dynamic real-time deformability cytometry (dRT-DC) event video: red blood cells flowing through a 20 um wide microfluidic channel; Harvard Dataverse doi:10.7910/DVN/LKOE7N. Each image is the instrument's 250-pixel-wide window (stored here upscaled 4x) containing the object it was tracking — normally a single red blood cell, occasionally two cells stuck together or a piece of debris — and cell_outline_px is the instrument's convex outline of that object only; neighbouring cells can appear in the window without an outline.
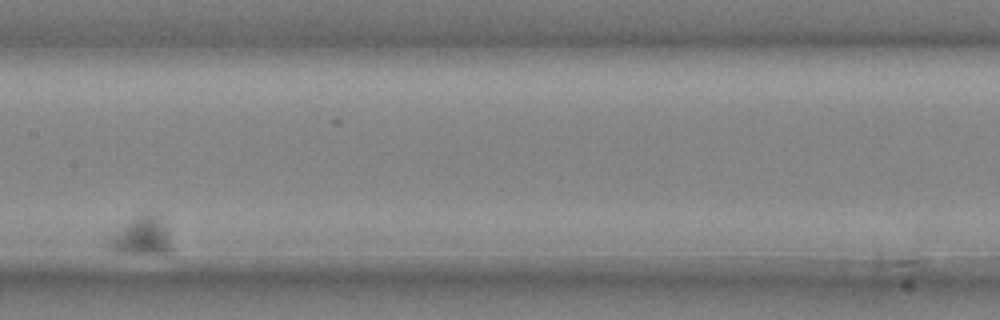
{"species": "common noctule bat (a hibernating species)", "species_latin": "Nyctalus noctula", "temperature_condition": "cold", "stored_images_in_passage": 8, "camera_frame_rate_fps": 3000, "um_per_image_px": 0.085, "animal": {"sex": "male", "body_mass_g": 20.4}, "frame": {"image": 1, "passage_image": 7, "time_ms": 2.0, "image_size_px": [1000, 320], "cell_outline_px": [[172, 252], [164, 256], [116, 252], [108, 248], [108, 244], [116, 232], [120, 228], [140, 216], [156, 216], [164, 224], [168, 232], [172, 248]], "centroid_in_image_um": [12.11, 20.21], "position_along_channel_um": 195.3, "area_um2": 13.53}}